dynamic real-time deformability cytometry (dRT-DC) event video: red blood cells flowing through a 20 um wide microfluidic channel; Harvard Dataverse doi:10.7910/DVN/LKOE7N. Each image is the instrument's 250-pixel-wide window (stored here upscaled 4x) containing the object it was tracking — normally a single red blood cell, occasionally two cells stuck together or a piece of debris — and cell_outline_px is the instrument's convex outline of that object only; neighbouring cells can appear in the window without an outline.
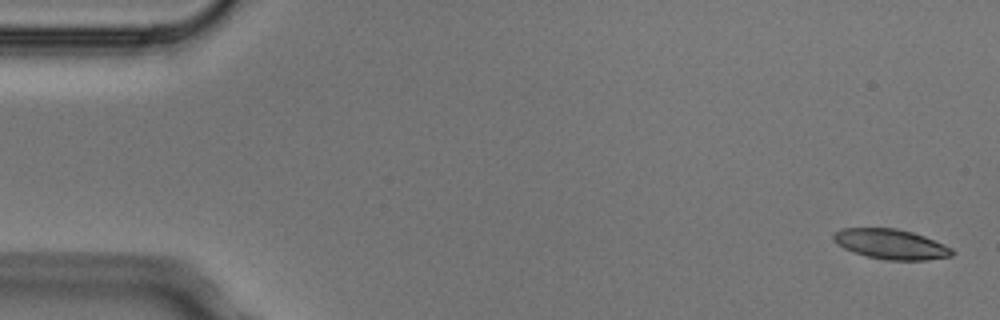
{"species": "Egyptian fruit bat (a non-hibernating species)", "species_latin": "Rousettus aegyptiacus", "temperature_condition": "cold", "stored_images_in_passage": 5, "camera_frame_rate_fps": 3000, "um_per_image_px": 0.085, "animal": {"sex": "male"}, "frame": {"image": 1, "passage_image": 1, "time_ms": 0.0, "image_size_px": [1000, 320], "cell_outline_px": [[956, 252], [952, 256], [924, 260], [888, 260], [868, 256], [852, 252], [836, 244], [832, 240], [832, 236], [836, 232], [844, 228], [896, 228], [912, 232], [924, 236], [944, 244], [952, 248]], "centroid_in_image_um": [75.73, 20.75], "position_along_channel_um": 9.3, "area_um2": 20.75}}
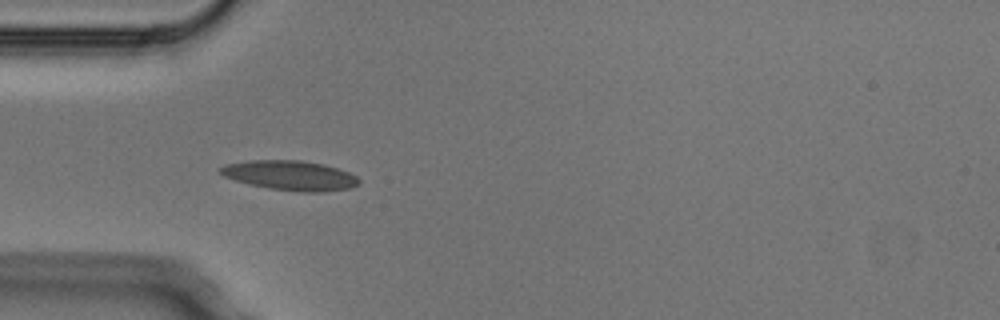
{"frame": {"image": 2, "passage_image": 4, "time_ms": 1.0, "image_size_px": [1000, 320], "cell_outline_px": [[360, 184], [352, 188], [320, 192], [304, 192], [268, 188], [236, 180], [224, 176], [220, 172], [220, 168], [228, 164], [252, 160], [300, 160], [324, 164], [348, 172], [356, 176], [360, 180]], "centroid_in_image_um": [24.73, 14.91], "position_along_channel_um": 60.3, "area_um2": 23.7}}
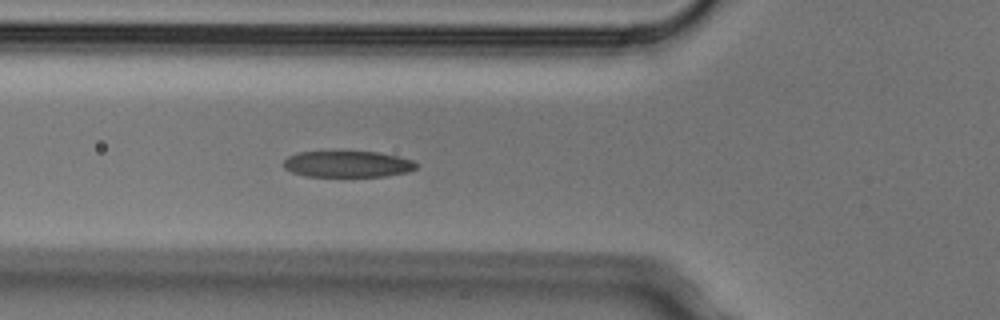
{"frame": {"image": 3, "passage_image": 5, "time_ms": 1.333, "image_size_px": [1000, 320], "cell_outline_px": [[420, 164], [416, 168], [408, 172], [388, 176], [308, 176], [292, 172], [284, 168], [284, 160], [288, 156], [296, 152], [376, 152], [396, 156], [412, 160]], "centroid_in_image_um": [29.56, 13.95], "position_along_channel_um": 96.2, "area_um2": 20.23}}